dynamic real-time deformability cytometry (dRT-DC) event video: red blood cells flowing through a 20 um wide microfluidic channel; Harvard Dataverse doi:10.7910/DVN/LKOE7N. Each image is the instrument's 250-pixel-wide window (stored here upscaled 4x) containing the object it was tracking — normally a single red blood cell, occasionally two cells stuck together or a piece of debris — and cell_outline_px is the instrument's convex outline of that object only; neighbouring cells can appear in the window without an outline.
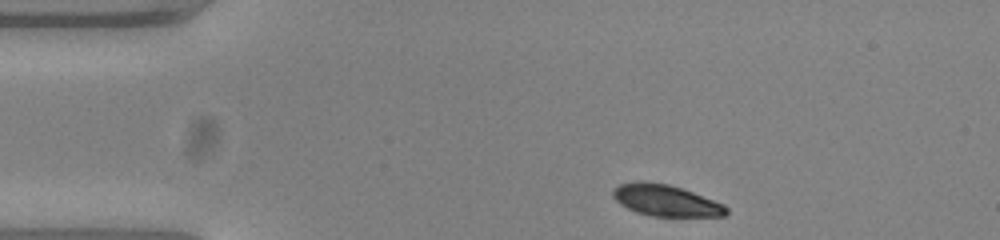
{"species": "common noctule bat (a hibernating species)", "species_latin": "Nyctalus noctula", "temperature_condition": "warm", "stored_images_in_passage": 37, "camera_frame_rate_fps": 3000, "um_per_image_px": 0.085, "animal": {"sex": "female", "body_mass_g": 23.0, "forearm_length_mm": 53.4}, "frame": {"image": 1, "passage_image": 1, "time_ms": 0.0, "image_size_px": [1000, 240], "cell_outline_px": [[728, 212], [724, 216], [652, 216], [636, 212], [620, 204], [612, 196], [612, 188], [620, 184], [636, 180], [644, 180], [668, 184], [692, 192], [724, 204], [728, 208]], "centroid_in_image_um": [56.55, 17.02], "position_along_channel_um": 28.5, "area_um2": 20.81}}
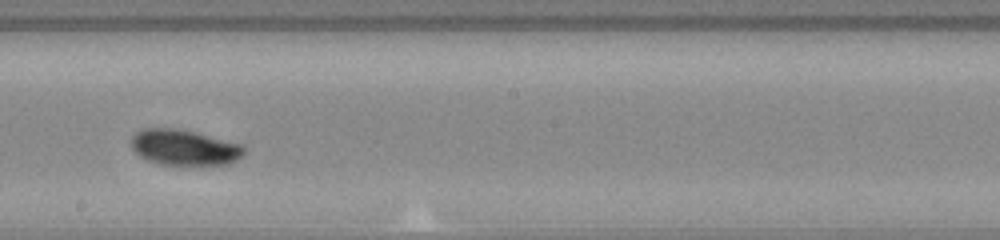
{"frame": {"image": 2, "passage_image": 22, "time_ms": 7.0, "image_size_px": [1000, 240], "cell_outline_px": [[244, 152], [236, 160], [228, 164], [156, 164], [140, 156], [132, 148], [132, 136], [140, 128], [176, 128], [196, 132], [244, 144]], "centroid_in_image_um": [15.66, 12.51], "position_along_channel_um": 232.5, "area_um2": 23.41}}
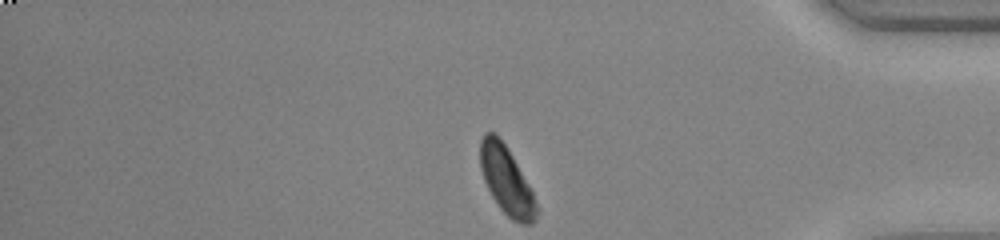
{"frame": {"image": 3, "passage_image": 37, "time_ms": 12.0, "image_size_px": [1000, 240], "cell_outline_px": [[536, 220], [532, 224], [520, 224], [512, 220], [500, 208], [492, 196], [484, 180], [480, 168], [480, 140], [484, 132], [496, 132], [512, 156], [528, 184], [532, 192], [536, 204]], "centroid_in_image_um": [43.02, 15.33], "position_along_channel_um": 392.2, "area_um2": 21.96}, "authors_computed_cell_mechanics": {"area_um2": 23.0044, "velocity_mm_per_s": 3.7441, "shape_relaxation_time_tau1_ms": 1.6228, "shape_relaxation_time_tau2_ms": null, "deformation_change_tau1": 0.0969, "deformation_change_tau2": null}}